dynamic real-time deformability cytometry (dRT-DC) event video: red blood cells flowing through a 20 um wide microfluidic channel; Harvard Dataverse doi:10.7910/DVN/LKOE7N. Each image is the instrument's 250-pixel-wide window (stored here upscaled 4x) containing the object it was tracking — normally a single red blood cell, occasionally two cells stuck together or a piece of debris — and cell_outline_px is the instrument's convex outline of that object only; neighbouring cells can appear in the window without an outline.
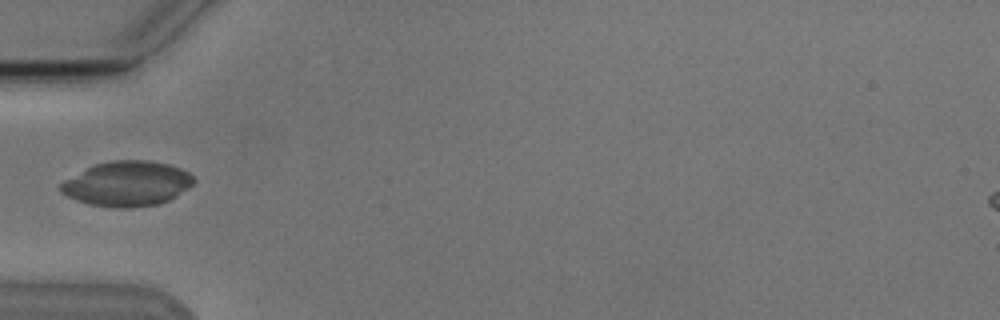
{"species": "Egyptian fruit bat (a non-hibernating species)", "species_latin": "Rousettus aegyptiacus", "temperature_condition": "cold", "stored_images_in_passage": 4, "camera_frame_rate_fps": 3000, "um_per_image_px": 0.085, "animal": {"sex": "male"}, "frame": {"image": 1, "passage_image": 4, "time_ms": 3.333, "image_size_px": [1000, 320], "cell_outline_px": [[196, 180], [188, 188], [176, 196], [160, 204], [132, 208], [116, 208], [88, 204], [76, 200], [60, 192], [60, 184], [64, 180], [92, 164], [112, 160], [148, 160], [168, 164], [180, 168], [188, 172]], "centroid_in_image_um": [10.79, 15.61], "position_along_channel_um": 74.2, "area_um2": 35.08}}